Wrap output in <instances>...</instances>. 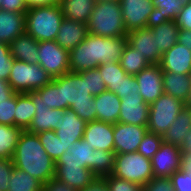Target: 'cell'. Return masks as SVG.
<instances>
[{"mask_svg":"<svg viewBox=\"0 0 191 191\" xmlns=\"http://www.w3.org/2000/svg\"><path fill=\"white\" fill-rule=\"evenodd\" d=\"M127 45V37H102L88 34L69 52L70 71L80 72L97 68L100 64L119 62Z\"/></svg>","mask_w":191,"mask_h":191,"instance_id":"1","label":"cell"},{"mask_svg":"<svg viewBox=\"0 0 191 191\" xmlns=\"http://www.w3.org/2000/svg\"><path fill=\"white\" fill-rule=\"evenodd\" d=\"M11 159L14 167L43 184L55 177L56 163L46 153L36 133L27 130L21 132Z\"/></svg>","mask_w":191,"mask_h":191,"instance_id":"2","label":"cell"},{"mask_svg":"<svg viewBox=\"0 0 191 191\" xmlns=\"http://www.w3.org/2000/svg\"><path fill=\"white\" fill-rule=\"evenodd\" d=\"M55 78L62 84V110H73L86 123L95 121L96 103L86 86V77L69 71Z\"/></svg>","mask_w":191,"mask_h":191,"instance_id":"3","label":"cell"},{"mask_svg":"<svg viewBox=\"0 0 191 191\" xmlns=\"http://www.w3.org/2000/svg\"><path fill=\"white\" fill-rule=\"evenodd\" d=\"M63 19L58 3L28 8L25 13V32L38 42L54 41Z\"/></svg>","mask_w":191,"mask_h":191,"instance_id":"4","label":"cell"},{"mask_svg":"<svg viewBox=\"0 0 191 191\" xmlns=\"http://www.w3.org/2000/svg\"><path fill=\"white\" fill-rule=\"evenodd\" d=\"M88 33L102 37H126L119 1L96 2L87 23Z\"/></svg>","mask_w":191,"mask_h":191,"instance_id":"5","label":"cell"},{"mask_svg":"<svg viewBox=\"0 0 191 191\" xmlns=\"http://www.w3.org/2000/svg\"><path fill=\"white\" fill-rule=\"evenodd\" d=\"M52 80V76L38 63L14 60L8 82L16 93H28L40 89Z\"/></svg>","mask_w":191,"mask_h":191,"instance_id":"6","label":"cell"},{"mask_svg":"<svg viewBox=\"0 0 191 191\" xmlns=\"http://www.w3.org/2000/svg\"><path fill=\"white\" fill-rule=\"evenodd\" d=\"M112 175L142 186L154 178L151 160L138 152L115 154Z\"/></svg>","mask_w":191,"mask_h":191,"instance_id":"7","label":"cell"},{"mask_svg":"<svg viewBox=\"0 0 191 191\" xmlns=\"http://www.w3.org/2000/svg\"><path fill=\"white\" fill-rule=\"evenodd\" d=\"M184 106L185 103L181 100L166 93L162 94L150 104L147 125L148 132L163 137Z\"/></svg>","mask_w":191,"mask_h":191,"instance_id":"8","label":"cell"},{"mask_svg":"<svg viewBox=\"0 0 191 191\" xmlns=\"http://www.w3.org/2000/svg\"><path fill=\"white\" fill-rule=\"evenodd\" d=\"M38 64L52 76H62L70 71L69 52L54 41H41L38 46Z\"/></svg>","mask_w":191,"mask_h":191,"instance_id":"9","label":"cell"},{"mask_svg":"<svg viewBox=\"0 0 191 191\" xmlns=\"http://www.w3.org/2000/svg\"><path fill=\"white\" fill-rule=\"evenodd\" d=\"M119 3L127 33L146 28L154 22L155 7L152 0H119Z\"/></svg>","mask_w":191,"mask_h":191,"instance_id":"10","label":"cell"},{"mask_svg":"<svg viewBox=\"0 0 191 191\" xmlns=\"http://www.w3.org/2000/svg\"><path fill=\"white\" fill-rule=\"evenodd\" d=\"M86 122L81 119L73 110H61L59 121L56 124V135L64 144V151L83 138Z\"/></svg>","mask_w":191,"mask_h":191,"instance_id":"11","label":"cell"},{"mask_svg":"<svg viewBox=\"0 0 191 191\" xmlns=\"http://www.w3.org/2000/svg\"><path fill=\"white\" fill-rule=\"evenodd\" d=\"M180 156V147L163 141L159 150L150 159L153 176L170 178L176 171L180 170Z\"/></svg>","mask_w":191,"mask_h":191,"instance_id":"12","label":"cell"},{"mask_svg":"<svg viewBox=\"0 0 191 191\" xmlns=\"http://www.w3.org/2000/svg\"><path fill=\"white\" fill-rule=\"evenodd\" d=\"M147 131V126L119 122L113 124L115 154L137 152L138 146Z\"/></svg>","mask_w":191,"mask_h":191,"instance_id":"13","label":"cell"},{"mask_svg":"<svg viewBox=\"0 0 191 191\" xmlns=\"http://www.w3.org/2000/svg\"><path fill=\"white\" fill-rule=\"evenodd\" d=\"M162 77L163 70L159 64H150L135 75L139 84V94L145 103L150 105L164 94Z\"/></svg>","mask_w":191,"mask_h":191,"instance_id":"14","label":"cell"},{"mask_svg":"<svg viewBox=\"0 0 191 191\" xmlns=\"http://www.w3.org/2000/svg\"><path fill=\"white\" fill-rule=\"evenodd\" d=\"M127 44L143 55L149 64H159L162 53L157 49L156 38L150 26L130 31L126 35Z\"/></svg>","mask_w":191,"mask_h":191,"instance_id":"15","label":"cell"},{"mask_svg":"<svg viewBox=\"0 0 191 191\" xmlns=\"http://www.w3.org/2000/svg\"><path fill=\"white\" fill-rule=\"evenodd\" d=\"M149 107L150 105L144 102L139 93H135V95L125 96L124 98H121L118 122L139 126H147Z\"/></svg>","mask_w":191,"mask_h":191,"instance_id":"16","label":"cell"},{"mask_svg":"<svg viewBox=\"0 0 191 191\" xmlns=\"http://www.w3.org/2000/svg\"><path fill=\"white\" fill-rule=\"evenodd\" d=\"M83 139L93 149L114 151L113 124L98 120L88 122Z\"/></svg>","mask_w":191,"mask_h":191,"instance_id":"17","label":"cell"},{"mask_svg":"<svg viewBox=\"0 0 191 191\" xmlns=\"http://www.w3.org/2000/svg\"><path fill=\"white\" fill-rule=\"evenodd\" d=\"M159 66L163 71L191 75V51L177 42L162 54Z\"/></svg>","mask_w":191,"mask_h":191,"instance_id":"18","label":"cell"},{"mask_svg":"<svg viewBox=\"0 0 191 191\" xmlns=\"http://www.w3.org/2000/svg\"><path fill=\"white\" fill-rule=\"evenodd\" d=\"M54 178L79 191L84 189L97 177L90 169L79 167V165L67 164L56 165Z\"/></svg>","mask_w":191,"mask_h":191,"instance_id":"19","label":"cell"},{"mask_svg":"<svg viewBox=\"0 0 191 191\" xmlns=\"http://www.w3.org/2000/svg\"><path fill=\"white\" fill-rule=\"evenodd\" d=\"M79 165L90 169L94 174V149L83 138L74 142L57 160L56 165Z\"/></svg>","mask_w":191,"mask_h":191,"instance_id":"20","label":"cell"},{"mask_svg":"<svg viewBox=\"0 0 191 191\" xmlns=\"http://www.w3.org/2000/svg\"><path fill=\"white\" fill-rule=\"evenodd\" d=\"M88 34L86 24L64 17L55 41L62 48L70 52L85 40Z\"/></svg>","mask_w":191,"mask_h":191,"instance_id":"21","label":"cell"},{"mask_svg":"<svg viewBox=\"0 0 191 191\" xmlns=\"http://www.w3.org/2000/svg\"><path fill=\"white\" fill-rule=\"evenodd\" d=\"M94 100L96 103V120L110 124L118 122L121 98L117 94L106 90L94 96Z\"/></svg>","mask_w":191,"mask_h":191,"instance_id":"22","label":"cell"},{"mask_svg":"<svg viewBox=\"0 0 191 191\" xmlns=\"http://www.w3.org/2000/svg\"><path fill=\"white\" fill-rule=\"evenodd\" d=\"M25 13L0 9V42L10 44L25 32Z\"/></svg>","mask_w":191,"mask_h":191,"instance_id":"23","label":"cell"},{"mask_svg":"<svg viewBox=\"0 0 191 191\" xmlns=\"http://www.w3.org/2000/svg\"><path fill=\"white\" fill-rule=\"evenodd\" d=\"M38 46L39 42L26 32L19 35L9 44L13 59L29 64L38 63Z\"/></svg>","mask_w":191,"mask_h":191,"instance_id":"24","label":"cell"},{"mask_svg":"<svg viewBox=\"0 0 191 191\" xmlns=\"http://www.w3.org/2000/svg\"><path fill=\"white\" fill-rule=\"evenodd\" d=\"M162 81L164 93L181 100L185 104L187 103L191 90L190 74L163 71Z\"/></svg>","mask_w":191,"mask_h":191,"instance_id":"25","label":"cell"},{"mask_svg":"<svg viewBox=\"0 0 191 191\" xmlns=\"http://www.w3.org/2000/svg\"><path fill=\"white\" fill-rule=\"evenodd\" d=\"M150 28L156 38L157 49L164 54L178 42L180 28L173 20L152 22Z\"/></svg>","mask_w":191,"mask_h":191,"instance_id":"26","label":"cell"},{"mask_svg":"<svg viewBox=\"0 0 191 191\" xmlns=\"http://www.w3.org/2000/svg\"><path fill=\"white\" fill-rule=\"evenodd\" d=\"M33 100V104H43L50 109L62 110V84L56 79L37 89L28 92Z\"/></svg>","mask_w":191,"mask_h":191,"instance_id":"27","label":"cell"},{"mask_svg":"<svg viewBox=\"0 0 191 191\" xmlns=\"http://www.w3.org/2000/svg\"><path fill=\"white\" fill-rule=\"evenodd\" d=\"M191 129V107L184 106L177 118L169 126L167 132L163 136V141L180 147L184 141V136L188 135Z\"/></svg>","mask_w":191,"mask_h":191,"instance_id":"28","label":"cell"},{"mask_svg":"<svg viewBox=\"0 0 191 191\" xmlns=\"http://www.w3.org/2000/svg\"><path fill=\"white\" fill-rule=\"evenodd\" d=\"M95 3V0H60L58 4L65 18L87 25Z\"/></svg>","mask_w":191,"mask_h":191,"instance_id":"29","label":"cell"},{"mask_svg":"<svg viewBox=\"0 0 191 191\" xmlns=\"http://www.w3.org/2000/svg\"><path fill=\"white\" fill-rule=\"evenodd\" d=\"M34 106L36 113L27 131L37 134L44 131L55 130L61 110L50 109L43 104H34Z\"/></svg>","mask_w":191,"mask_h":191,"instance_id":"30","label":"cell"},{"mask_svg":"<svg viewBox=\"0 0 191 191\" xmlns=\"http://www.w3.org/2000/svg\"><path fill=\"white\" fill-rule=\"evenodd\" d=\"M35 106L28 93H17L14 126L27 130L35 115Z\"/></svg>","mask_w":191,"mask_h":191,"instance_id":"31","label":"cell"},{"mask_svg":"<svg viewBox=\"0 0 191 191\" xmlns=\"http://www.w3.org/2000/svg\"><path fill=\"white\" fill-rule=\"evenodd\" d=\"M97 68L103 77L107 90L117 94L120 91V84L123 78L127 75L125 70L120 66V63L108 62L106 64H100Z\"/></svg>","mask_w":191,"mask_h":191,"instance_id":"32","label":"cell"},{"mask_svg":"<svg viewBox=\"0 0 191 191\" xmlns=\"http://www.w3.org/2000/svg\"><path fill=\"white\" fill-rule=\"evenodd\" d=\"M23 130L16 126L0 124V159H11Z\"/></svg>","mask_w":191,"mask_h":191,"instance_id":"33","label":"cell"},{"mask_svg":"<svg viewBox=\"0 0 191 191\" xmlns=\"http://www.w3.org/2000/svg\"><path fill=\"white\" fill-rule=\"evenodd\" d=\"M7 191H42L43 183L14 167Z\"/></svg>","mask_w":191,"mask_h":191,"instance_id":"34","label":"cell"},{"mask_svg":"<svg viewBox=\"0 0 191 191\" xmlns=\"http://www.w3.org/2000/svg\"><path fill=\"white\" fill-rule=\"evenodd\" d=\"M119 63L128 75L134 76L150 65L148 61L144 59L143 55L139 54L137 50L128 44L122 52Z\"/></svg>","mask_w":191,"mask_h":191,"instance_id":"35","label":"cell"},{"mask_svg":"<svg viewBox=\"0 0 191 191\" xmlns=\"http://www.w3.org/2000/svg\"><path fill=\"white\" fill-rule=\"evenodd\" d=\"M155 12L154 22L173 20L184 7L178 0H152Z\"/></svg>","mask_w":191,"mask_h":191,"instance_id":"36","label":"cell"},{"mask_svg":"<svg viewBox=\"0 0 191 191\" xmlns=\"http://www.w3.org/2000/svg\"><path fill=\"white\" fill-rule=\"evenodd\" d=\"M115 152L94 149V175L102 178L111 175L114 170Z\"/></svg>","mask_w":191,"mask_h":191,"instance_id":"37","label":"cell"},{"mask_svg":"<svg viewBox=\"0 0 191 191\" xmlns=\"http://www.w3.org/2000/svg\"><path fill=\"white\" fill-rule=\"evenodd\" d=\"M37 135L46 153L56 163L60 156L65 152L64 144L60 141L59 137L56 135V132L54 130H49L37 133Z\"/></svg>","mask_w":191,"mask_h":191,"instance_id":"38","label":"cell"},{"mask_svg":"<svg viewBox=\"0 0 191 191\" xmlns=\"http://www.w3.org/2000/svg\"><path fill=\"white\" fill-rule=\"evenodd\" d=\"M162 142V136L147 131L138 146L137 152L145 158L151 159L159 150Z\"/></svg>","mask_w":191,"mask_h":191,"instance_id":"39","label":"cell"},{"mask_svg":"<svg viewBox=\"0 0 191 191\" xmlns=\"http://www.w3.org/2000/svg\"><path fill=\"white\" fill-rule=\"evenodd\" d=\"M80 72L86 77V86L92 96H97L107 90L106 84L103 81V77L101 76L98 68L83 70Z\"/></svg>","mask_w":191,"mask_h":191,"instance_id":"40","label":"cell"},{"mask_svg":"<svg viewBox=\"0 0 191 191\" xmlns=\"http://www.w3.org/2000/svg\"><path fill=\"white\" fill-rule=\"evenodd\" d=\"M102 178L104 179L108 191H143L142 185L117 178L112 174Z\"/></svg>","mask_w":191,"mask_h":191,"instance_id":"41","label":"cell"},{"mask_svg":"<svg viewBox=\"0 0 191 191\" xmlns=\"http://www.w3.org/2000/svg\"><path fill=\"white\" fill-rule=\"evenodd\" d=\"M15 92L9 99L0 100V124L14 126V112L16 111Z\"/></svg>","mask_w":191,"mask_h":191,"instance_id":"42","label":"cell"},{"mask_svg":"<svg viewBox=\"0 0 191 191\" xmlns=\"http://www.w3.org/2000/svg\"><path fill=\"white\" fill-rule=\"evenodd\" d=\"M13 61L9 44L0 42V79L8 81Z\"/></svg>","mask_w":191,"mask_h":191,"instance_id":"43","label":"cell"},{"mask_svg":"<svg viewBox=\"0 0 191 191\" xmlns=\"http://www.w3.org/2000/svg\"><path fill=\"white\" fill-rule=\"evenodd\" d=\"M174 191H191V173L176 171L170 177Z\"/></svg>","mask_w":191,"mask_h":191,"instance_id":"44","label":"cell"},{"mask_svg":"<svg viewBox=\"0 0 191 191\" xmlns=\"http://www.w3.org/2000/svg\"><path fill=\"white\" fill-rule=\"evenodd\" d=\"M14 169L12 159H0V191H7Z\"/></svg>","mask_w":191,"mask_h":191,"instance_id":"45","label":"cell"},{"mask_svg":"<svg viewBox=\"0 0 191 191\" xmlns=\"http://www.w3.org/2000/svg\"><path fill=\"white\" fill-rule=\"evenodd\" d=\"M135 93H139V84L134 75L127 74L120 84V91L117 95L124 98L125 96L135 95Z\"/></svg>","mask_w":191,"mask_h":191,"instance_id":"46","label":"cell"},{"mask_svg":"<svg viewBox=\"0 0 191 191\" xmlns=\"http://www.w3.org/2000/svg\"><path fill=\"white\" fill-rule=\"evenodd\" d=\"M143 191H174L170 178H152L143 186Z\"/></svg>","mask_w":191,"mask_h":191,"instance_id":"47","label":"cell"},{"mask_svg":"<svg viewBox=\"0 0 191 191\" xmlns=\"http://www.w3.org/2000/svg\"><path fill=\"white\" fill-rule=\"evenodd\" d=\"M174 22L180 29L191 30V2L182 8Z\"/></svg>","mask_w":191,"mask_h":191,"instance_id":"48","label":"cell"},{"mask_svg":"<svg viewBox=\"0 0 191 191\" xmlns=\"http://www.w3.org/2000/svg\"><path fill=\"white\" fill-rule=\"evenodd\" d=\"M0 9L8 12L26 13L28 11V6L26 0H3Z\"/></svg>","mask_w":191,"mask_h":191,"instance_id":"49","label":"cell"},{"mask_svg":"<svg viewBox=\"0 0 191 191\" xmlns=\"http://www.w3.org/2000/svg\"><path fill=\"white\" fill-rule=\"evenodd\" d=\"M42 191H77V190L53 178L49 182L43 184Z\"/></svg>","mask_w":191,"mask_h":191,"instance_id":"50","label":"cell"},{"mask_svg":"<svg viewBox=\"0 0 191 191\" xmlns=\"http://www.w3.org/2000/svg\"><path fill=\"white\" fill-rule=\"evenodd\" d=\"M79 191H108V188H107L103 178H96L89 185H87L84 189H81Z\"/></svg>","mask_w":191,"mask_h":191,"instance_id":"51","label":"cell"},{"mask_svg":"<svg viewBox=\"0 0 191 191\" xmlns=\"http://www.w3.org/2000/svg\"><path fill=\"white\" fill-rule=\"evenodd\" d=\"M15 91L12 89L8 81L0 79V100L9 99Z\"/></svg>","mask_w":191,"mask_h":191,"instance_id":"52","label":"cell"},{"mask_svg":"<svg viewBox=\"0 0 191 191\" xmlns=\"http://www.w3.org/2000/svg\"><path fill=\"white\" fill-rule=\"evenodd\" d=\"M178 43L187 47L191 51V30L180 29Z\"/></svg>","mask_w":191,"mask_h":191,"instance_id":"53","label":"cell"},{"mask_svg":"<svg viewBox=\"0 0 191 191\" xmlns=\"http://www.w3.org/2000/svg\"><path fill=\"white\" fill-rule=\"evenodd\" d=\"M180 171L191 173V154L190 153H181Z\"/></svg>","mask_w":191,"mask_h":191,"instance_id":"54","label":"cell"},{"mask_svg":"<svg viewBox=\"0 0 191 191\" xmlns=\"http://www.w3.org/2000/svg\"><path fill=\"white\" fill-rule=\"evenodd\" d=\"M28 8L36 6H48L59 3L57 0H26Z\"/></svg>","mask_w":191,"mask_h":191,"instance_id":"55","label":"cell"},{"mask_svg":"<svg viewBox=\"0 0 191 191\" xmlns=\"http://www.w3.org/2000/svg\"><path fill=\"white\" fill-rule=\"evenodd\" d=\"M181 153H190L191 154V129L188 130V135L184 136V141L180 146Z\"/></svg>","mask_w":191,"mask_h":191,"instance_id":"56","label":"cell"},{"mask_svg":"<svg viewBox=\"0 0 191 191\" xmlns=\"http://www.w3.org/2000/svg\"><path fill=\"white\" fill-rule=\"evenodd\" d=\"M185 105L188 107H191V90H190L189 98H188L187 103Z\"/></svg>","mask_w":191,"mask_h":191,"instance_id":"57","label":"cell"},{"mask_svg":"<svg viewBox=\"0 0 191 191\" xmlns=\"http://www.w3.org/2000/svg\"><path fill=\"white\" fill-rule=\"evenodd\" d=\"M183 6L187 5L191 0H178Z\"/></svg>","mask_w":191,"mask_h":191,"instance_id":"58","label":"cell"},{"mask_svg":"<svg viewBox=\"0 0 191 191\" xmlns=\"http://www.w3.org/2000/svg\"><path fill=\"white\" fill-rule=\"evenodd\" d=\"M119 0H95V2H115Z\"/></svg>","mask_w":191,"mask_h":191,"instance_id":"59","label":"cell"}]
</instances>
